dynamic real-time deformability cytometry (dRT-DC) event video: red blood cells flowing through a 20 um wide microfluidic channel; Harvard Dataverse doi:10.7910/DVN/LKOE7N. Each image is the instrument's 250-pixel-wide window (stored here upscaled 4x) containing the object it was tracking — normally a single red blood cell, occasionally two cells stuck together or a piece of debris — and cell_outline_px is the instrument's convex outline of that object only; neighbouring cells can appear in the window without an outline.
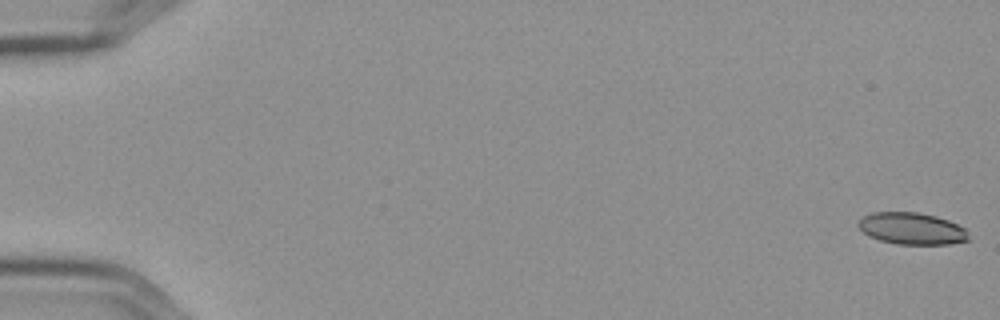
{"species": "Egyptian fruit bat (a non-hibernating species)", "species_latin": "Rousettus aegyptiacus", "temperature_condition": "cold", "stored_images_in_passage": 58, "camera_frame_rate_fps": 3000, "um_per_image_px": 0.085, "frame": {"image": 1, "passage_image": 1, "time_ms": 0.0, "image_size_px": [1000, 320], "cell_outline_px": [[972, 240], [948, 244], [896, 244], [880, 240], [868, 236], [856, 224], [864, 216], [872, 212], [916, 212], [936, 216], [948, 220], [964, 228]], "centroid_in_image_um": [77.51, 19.43], "position_along_channel_um": 7.5, "area_um2": 20.46}}
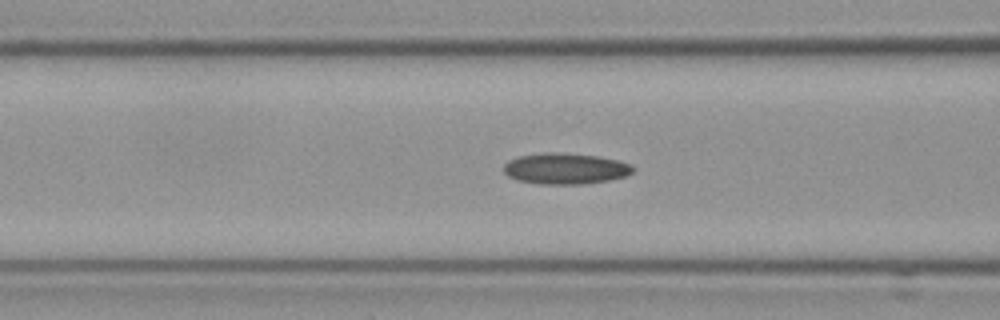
{"frame": {"image": 2, "passage_image": 24, "time_ms": 7.667, "image_size_px": [1000, 320], "cell_outline_px": [[636, 168], [632, 172], [624, 176], [608, 180], [584, 184], [540, 184], [516, 180], [508, 176], [504, 172], [504, 164], [508, 160], [520, 156], [544, 152], [556, 152], [596, 156], [616, 160], [632, 164]], "centroid_in_image_um": [48.04, 14.33], "position_along_channel_um": 118.6, "area_um2": 23.35}}
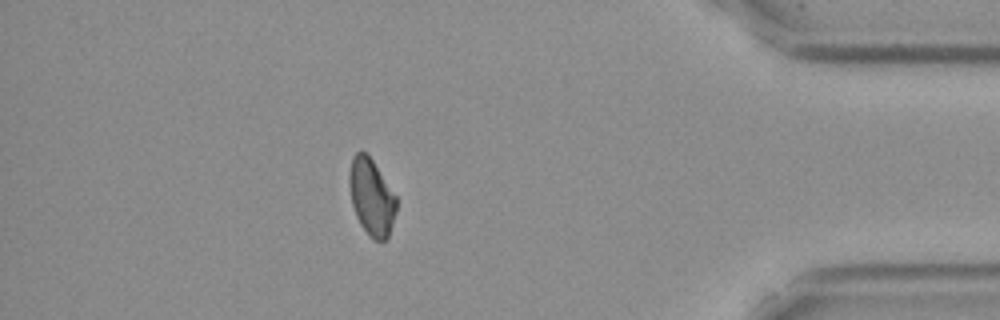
{"frame": {"image": 3, "passage_image": 51, "time_ms": 16.667, "image_size_px": [1000, 320], "cell_outline_px": [[396, 212], [388, 236], [384, 240], [372, 240], [368, 236], [360, 224], [356, 216], [352, 204], [348, 180], [348, 176], [352, 156], [360, 148], [372, 160], [396, 196]], "centroid_in_image_um": [31.55, 16.75], "position_along_channel_um": 403.7, "area_um2": 20.98}, "authors_computed_cell_mechanics": {"area_um2": 21.7617, "velocity_mm_per_s": 3.5821, "shape_relaxation_time_tau1_ms": null, "shape_relaxation_time_tau2_ms": 8.9329, "deformation_change_tau1": null, "deformation_change_tau2": 0.1658}}